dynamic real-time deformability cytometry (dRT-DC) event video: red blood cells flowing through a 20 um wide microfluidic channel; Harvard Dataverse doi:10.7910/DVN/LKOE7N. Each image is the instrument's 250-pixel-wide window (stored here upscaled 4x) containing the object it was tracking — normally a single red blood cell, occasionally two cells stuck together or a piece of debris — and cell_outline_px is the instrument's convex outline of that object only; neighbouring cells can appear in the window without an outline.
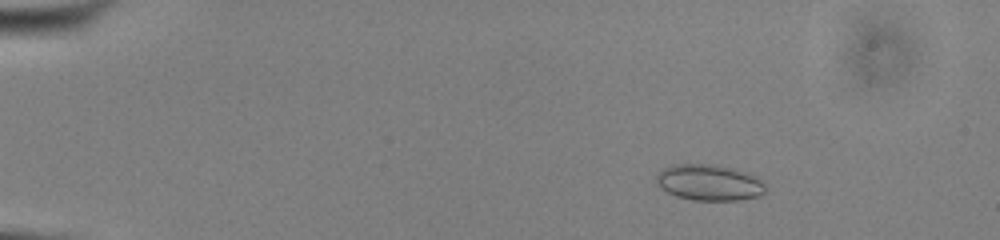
{"species": "common noctule bat (a hibernating species)", "species_latin": "Nyctalus noctula", "temperature_condition": "cold", "stored_images_in_passage": 54, "camera_frame_rate_fps": 3000, "um_per_image_px": 0.085, "animal": {"sex": "male", "body_mass_g": 13.0, "forearm_length_mm": 53.1}, "frame": {"image": 1, "passage_image": 9, "time_ms": 2.667, "image_size_px": [1000, 240], "cell_outline_px": [[764, 192], [760, 196], [740, 200], [692, 200], [676, 196], [668, 192], [656, 180], [656, 176], [664, 168], [672, 164], [716, 164], [748, 172], [756, 176], [764, 184]], "centroid_in_image_um": [60.31, 15.51], "position_along_channel_um": 24.7, "area_um2": 22.83}}
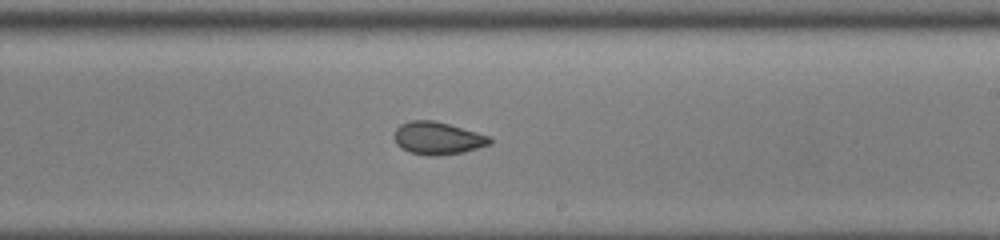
{"frame": {"image": 2, "passage_image": 34, "time_ms": 11.0, "image_size_px": [1000, 240], "cell_outline_px": [[492, 144], [464, 152], [436, 156], [428, 156], [408, 152], [396, 144], [396, 128], [400, 124], [412, 120], [432, 120], [448, 124], [492, 136]], "centroid_in_image_um": [37.24, 11.76], "position_along_channel_um": 251.8, "area_um2": 18.21}}
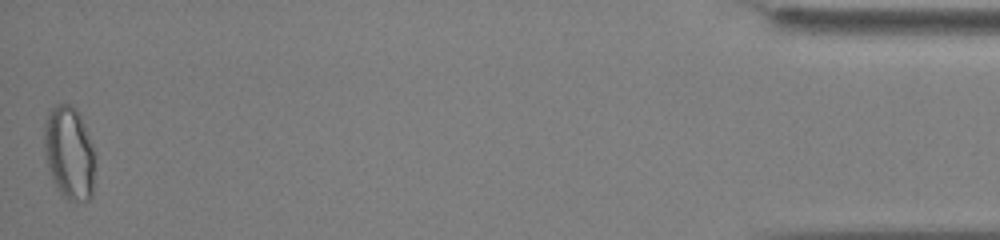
{"frame": {"image": 3, "passage_image": 54, "time_ms": 17.667, "image_size_px": [1000, 240], "cell_outline_px": [[96, 164], [92, 196], [88, 200], [68, 200], [60, 196], [52, 180], [48, 168], [44, 152], [44, 124], [48, 108], [56, 104], [72, 104], [76, 108], [80, 116], [96, 152]], "centroid_in_image_um": [5.89, 12.99], "position_along_channel_um": 429.3, "area_um2": 28.5}, "authors_computed_cell_mechanics": {"area_um2": 20.4034, "velocity_mm_per_s": 3.9047, "shape_relaxation_time_tau1_ms": null, "shape_relaxation_time_tau2_ms": 1.2726, "deformation_change_tau1": null, "deformation_change_tau2": 0.0597}}